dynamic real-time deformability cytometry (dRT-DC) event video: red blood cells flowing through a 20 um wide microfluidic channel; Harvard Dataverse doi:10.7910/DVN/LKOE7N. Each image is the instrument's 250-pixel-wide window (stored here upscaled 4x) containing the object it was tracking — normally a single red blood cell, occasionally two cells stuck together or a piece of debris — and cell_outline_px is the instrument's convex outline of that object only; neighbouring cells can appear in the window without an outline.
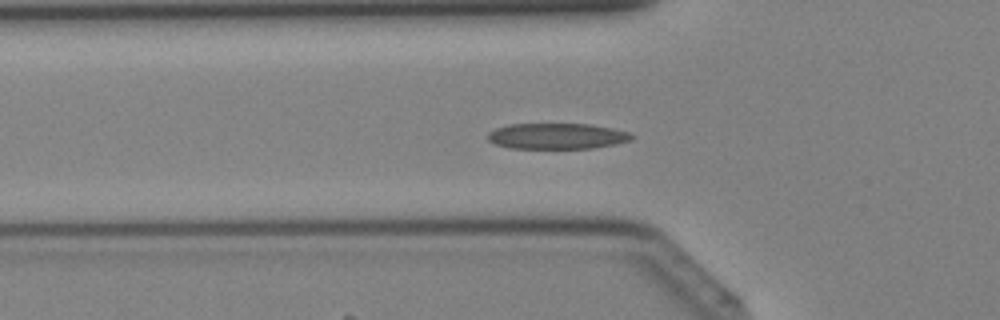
{"species": "Egyptian fruit bat (a non-hibernating species)", "species_latin": "Rousettus aegyptiacus", "temperature_condition": "cold", "stored_images_in_passage": 41, "camera_frame_rate_fps": 3000, "um_per_image_px": 0.085, "animal": {"sex": "female"}, "frame": {"image": 1, "passage_image": 14, "time_ms": 4.333, "image_size_px": [1000, 320], "cell_outline_px": [[636, 136], [632, 140], [592, 148], [508, 148], [496, 144], [488, 140], [488, 132], [496, 128], [508, 124], [588, 124], [612, 128], [632, 132]], "centroid_in_image_um": [47.36, 11.56], "position_along_channel_um": 78.4, "area_um2": 21.68}}
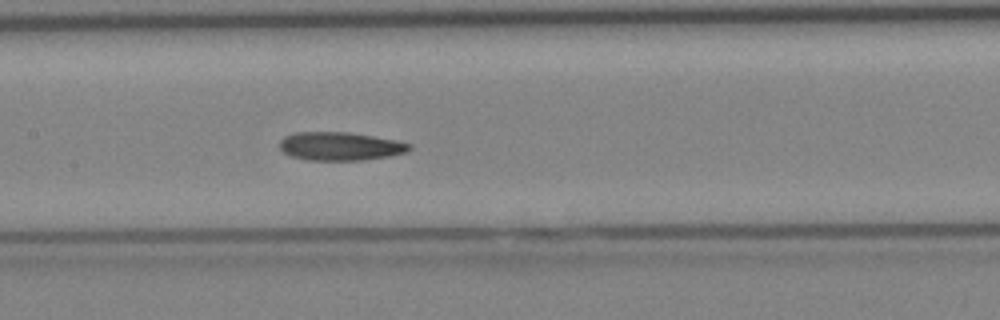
{"frame": {"image": 2, "passage_image": 20, "time_ms": 6.333, "image_size_px": [1000, 320], "cell_outline_px": [[412, 148], [408, 152], [392, 156], [364, 160], [308, 160], [292, 156], [284, 152], [280, 148], [280, 140], [284, 136], [292, 132], [348, 132], [396, 140], [412, 144]], "centroid_in_image_um": [28.95, 12.43], "position_along_channel_um": 178.5, "area_um2": 21.62}}
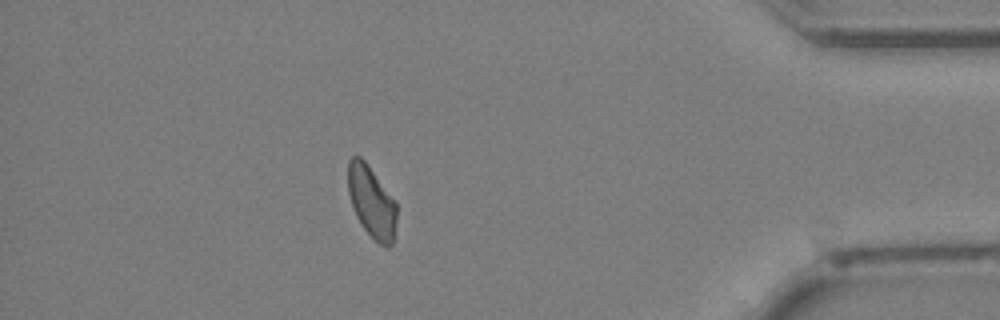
{"frame": {"image": 3, "passage_image": 36, "time_ms": 11.667, "image_size_px": [1000, 320], "cell_outline_px": [[396, 224], [392, 244], [388, 248], [380, 244], [364, 228], [356, 216], [348, 192], [348, 160], [352, 156], [360, 156], [368, 164], [396, 204]], "centroid_in_image_um": [31.57, 17.15], "position_along_channel_um": 403.6, "area_um2": 19.94}}